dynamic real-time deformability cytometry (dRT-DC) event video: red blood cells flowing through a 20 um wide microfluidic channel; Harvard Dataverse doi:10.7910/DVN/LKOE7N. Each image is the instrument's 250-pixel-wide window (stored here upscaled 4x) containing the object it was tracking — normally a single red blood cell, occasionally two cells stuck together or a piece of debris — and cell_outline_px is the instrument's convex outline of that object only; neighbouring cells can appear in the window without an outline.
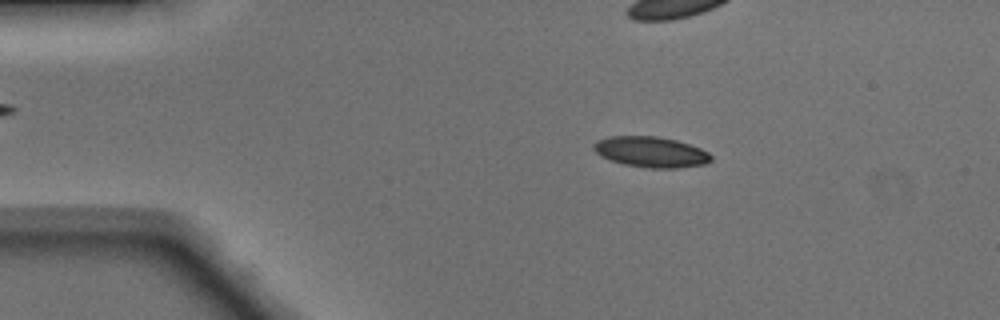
{"species": "Egyptian fruit bat (a non-hibernating species)", "species_latin": "Rousettus aegyptiacus", "temperature_condition": "warm", "stored_images_in_passage": 49, "camera_frame_rate_fps": 3000, "um_per_image_px": 0.085, "animal": {"sex": "male"}, "frame": {"image": 1, "passage_image": 8, "time_ms": 2.333, "image_size_px": [1000, 320], "cell_outline_px": [[712, 160], [704, 164], [680, 168], [648, 168], [624, 164], [600, 156], [592, 148], [592, 144], [596, 140], [608, 136], [656, 136], [676, 140], [700, 148], [708, 152], [712, 156]], "centroid_in_image_um": [55.3, 12.91], "position_along_channel_um": 29.7, "area_um2": 21.04}, "authors_computed_cell_mechanics": {"area_um2": 20.9236, "velocity_mm_per_s": 4.1422, "shape_relaxation_time_tau1_ms": 7.0436, "shape_relaxation_time_tau2_ms": 2.1268, "deformation_change_tau1": 0.1655, "deformation_change_tau2": 0.0695}}